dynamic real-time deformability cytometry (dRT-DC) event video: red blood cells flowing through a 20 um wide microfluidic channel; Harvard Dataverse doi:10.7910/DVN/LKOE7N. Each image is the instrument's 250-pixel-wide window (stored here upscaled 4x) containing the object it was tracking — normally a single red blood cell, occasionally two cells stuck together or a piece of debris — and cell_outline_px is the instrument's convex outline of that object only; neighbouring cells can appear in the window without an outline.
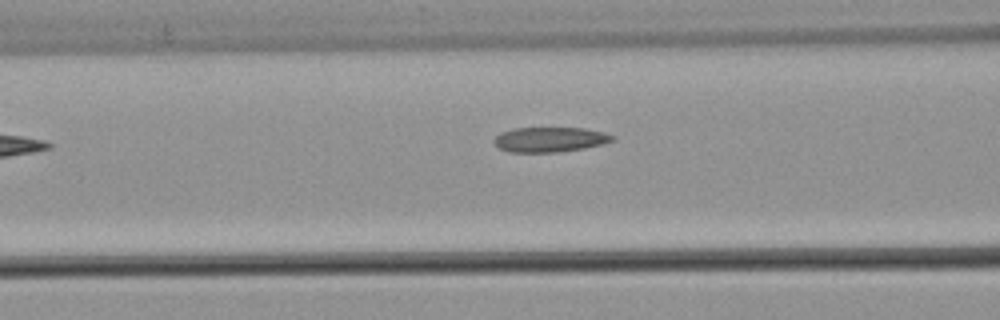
{"species": "common noctule bat (a hibernating species)", "species_latin": "Nyctalus noctula", "temperature_condition": "warm", "stored_images_in_passage": 5, "camera_frame_rate_fps": 3000, "um_per_image_px": 0.085, "animal": {"sex": "male", "body_mass_g": 21.5, "forearm_length_mm": 52.0}, "frame": {"image": 1, "passage_image": 3, "time_ms": 0.667, "image_size_px": [1000, 320], "cell_outline_px": [[616, 140], [604, 144], [584, 148], [556, 152], [508, 152], [500, 148], [492, 140], [500, 132], [512, 128], [584, 128], [604, 132], [616, 136]], "centroid_in_image_um": [46.77, 11.85], "position_along_channel_um": 119.8, "area_um2": 17.34}}